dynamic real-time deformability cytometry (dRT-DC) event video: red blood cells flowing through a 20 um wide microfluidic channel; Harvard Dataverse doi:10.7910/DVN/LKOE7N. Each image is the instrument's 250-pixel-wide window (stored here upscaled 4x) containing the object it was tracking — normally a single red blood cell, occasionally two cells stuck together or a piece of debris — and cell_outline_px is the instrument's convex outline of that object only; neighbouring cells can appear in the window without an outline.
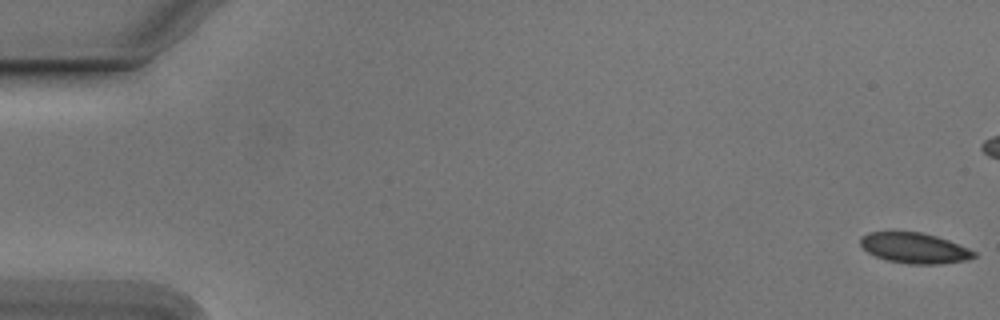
{"species": "Egyptian fruit bat (a non-hibernating species)", "species_latin": "Rousettus aegyptiacus", "temperature_condition": "cold", "stored_images_in_passage": 56, "camera_frame_rate_fps": 3000, "um_per_image_px": 0.085, "animal": {"sex": "male"}, "frame": {"image": 1, "passage_image": 1, "time_ms": 0.0, "image_size_px": [1000, 320], "cell_outline_px": [[976, 256], [968, 260], [940, 264], [908, 264], [888, 260], [876, 256], [868, 252], [860, 244], [860, 236], [868, 232], [920, 232], [936, 236], [948, 240], [968, 248], [976, 252]], "centroid_in_image_um": [77.74, 21.08], "position_along_channel_um": 7.3, "area_um2": 20.11}}
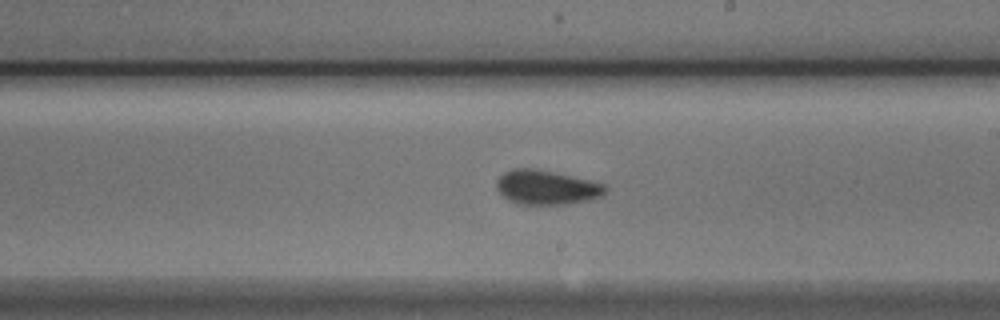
{"frame": {"image": 2, "passage_image": 32, "time_ms": 10.333, "image_size_px": [1000, 320], "cell_outline_px": [[608, 188], [600, 196], [592, 200], [564, 204], [516, 204], [508, 200], [496, 188], [496, 180], [504, 172], [512, 168], [536, 168], [588, 180], [604, 184]], "centroid_in_image_um": [46.42, 15.93], "position_along_channel_um": 242.6, "area_um2": 21.73}}
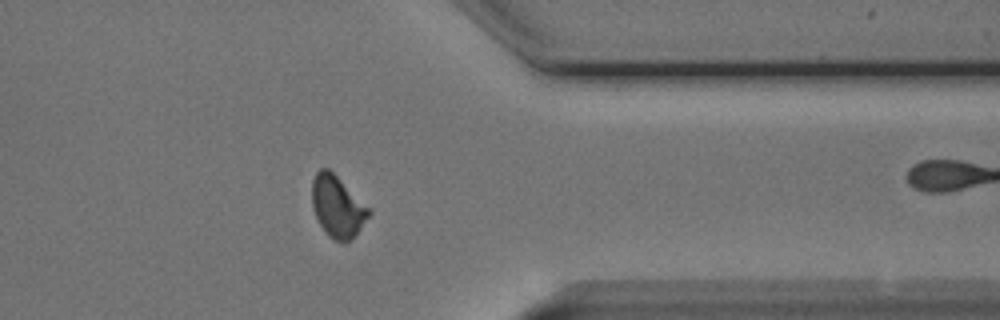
{"frame": {"image": 3, "passage_image": 44, "time_ms": 14.333, "image_size_px": [1000, 320], "cell_outline_px": [[372, 212], [352, 240], [344, 244], [332, 240], [328, 236], [320, 224], [312, 208], [312, 180], [316, 172], [320, 168], [328, 168], [372, 208]], "centroid_in_image_um": [28.71, 17.58], "position_along_channel_um": 382.7, "area_um2": 20.81}, "authors_computed_cell_mechanics": {"area_um2": 21.0103, "velocity_mm_per_s": 3.7622, "shape_relaxation_time_tau1_ms": 2.4347, "shape_relaxation_time_tau2_ms": 1.9643, "deformation_change_tau1": 0.0919, "deformation_change_tau2": 0.0565}}